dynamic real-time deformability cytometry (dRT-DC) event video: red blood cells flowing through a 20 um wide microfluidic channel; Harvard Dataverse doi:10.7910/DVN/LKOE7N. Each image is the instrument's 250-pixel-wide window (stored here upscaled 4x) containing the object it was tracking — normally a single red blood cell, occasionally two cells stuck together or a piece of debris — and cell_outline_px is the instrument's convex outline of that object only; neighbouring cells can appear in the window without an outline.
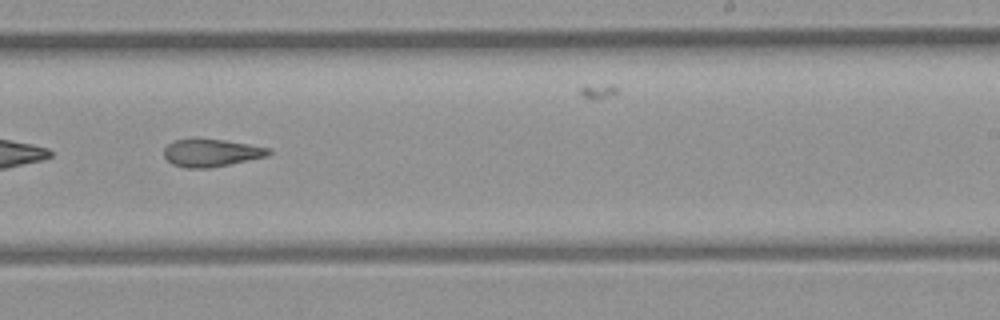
{"species": "common noctule bat (a hibernating species)", "species_latin": "Nyctalus noctula", "temperature_condition": "room temperature", "stored_images_in_passage": 44, "camera_frame_rate_fps": 3000, "um_per_image_px": 0.085, "animal": {"sex": "female", "body_mass_g": 21.9}, "frame": {"image": 1, "passage_image": 26, "time_ms": 8.333, "image_size_px": [1000, 320], "cell_outline_px": [[272, 152], [268, 156], [208, 168], [184, 168], [172, 164], [164, 156], [164, 148], [172, 140], [224, 140], [272, 148]], "centroid_in_image_um": [17.97, 13.0], "position_along_channel_um": 271.0, "area_um2": 16.59}}
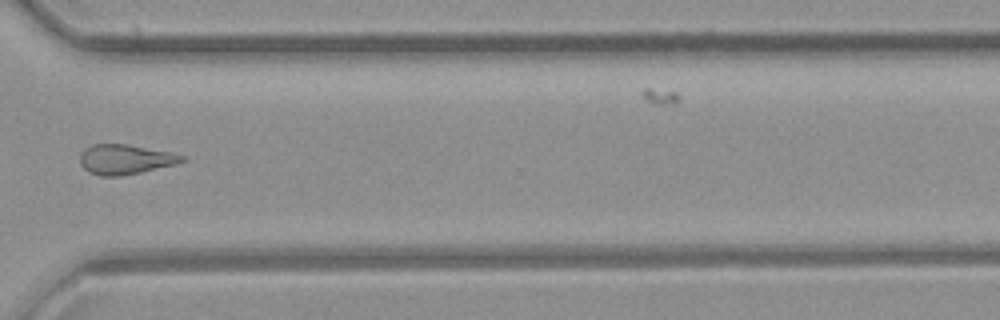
{"frame": {"image": 2, "passage_image": 32, "time_ms": 10.333, "image_size_px": [1000, 320], "cell_outline_px": [[188, 160], [176, 164], [140, 172], [120, 176], [100, 176], [88, 172], [80, 164], [80, 152], [84, 148], [92, 144], [128, 144], [172, 152], [188, 156]], "centroid_in_image_um": [10.67, 13.53], "position_along_channel_um": 359.9, "area_um2": 18.03}, "authors_computed_cell_mechanics": {"area_um2": 18.0336, "velocity_mm_per_s": 4.4578, "shape_relaxation_time_tau1_ms": null, "shape_relaxation_time_tau2_ms": 3.3535, "deformation_change_tau1": null, "deformation_change_tau2": 0.1358}}